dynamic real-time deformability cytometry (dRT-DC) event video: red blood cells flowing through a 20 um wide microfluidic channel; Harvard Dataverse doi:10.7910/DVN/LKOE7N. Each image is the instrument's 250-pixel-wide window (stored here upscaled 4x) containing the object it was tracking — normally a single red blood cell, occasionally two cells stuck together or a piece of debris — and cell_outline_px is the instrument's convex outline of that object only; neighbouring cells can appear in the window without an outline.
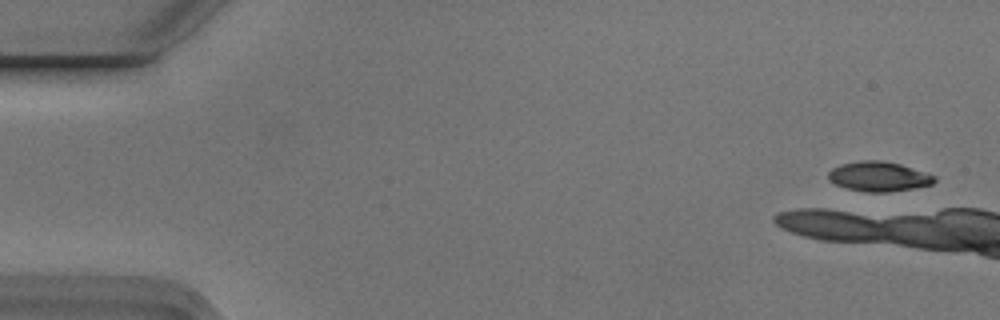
{"species": "Egyptian fruit bat (a non-hibernating species)", "species_latin": "Rousettus aegyptiacus", "temperature_condition": "cold", "stored_images_in_passage": 5, "camera_frame_rate_fps": 3000, "um_per_image_px": 0.085, "animal": {"sex": "male"}, "frame": {"image": 1, "passage_image": 1, "time_ms": 0.0, "image_size_px": [1000, 320], "cell_outline_px": [[936, 180], [932, 184], [912, 188], [888, 192], [864, 192], [848, 188], [836, 184], [828, 176], [828, 172], [832, 168], [840, 164], [860, 160], [880, 160], [900, 164], [936, 176]], "centroid_in_image_um": [74.69, 14.99], "position_along_channel_um": 10.3, "area_um2": 18.21}}